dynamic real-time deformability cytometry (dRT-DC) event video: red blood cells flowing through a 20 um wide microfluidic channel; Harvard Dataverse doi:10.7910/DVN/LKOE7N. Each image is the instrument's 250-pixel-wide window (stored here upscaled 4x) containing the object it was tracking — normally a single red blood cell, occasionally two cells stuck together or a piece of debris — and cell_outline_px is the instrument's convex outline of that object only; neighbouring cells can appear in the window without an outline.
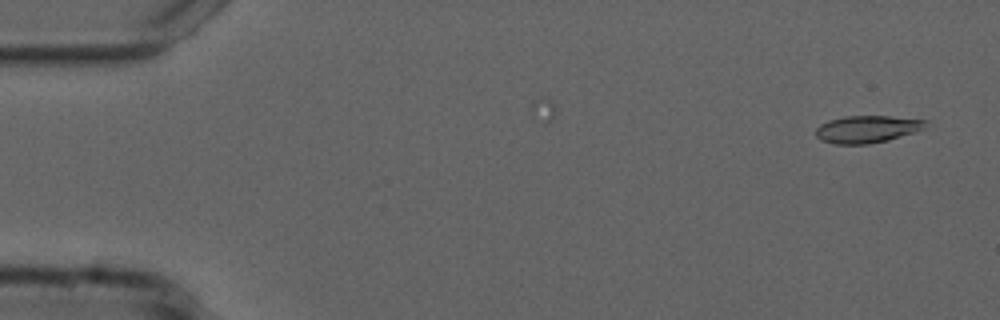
{"species": "common noctule bat (a hibernating species)", "species_latin": "Nyctalus noctula", "temperature_condition": "cold", "stored_images_in_passage": 7, "camera_frame_rate_fps": 3000, "um_per_image_px": 0.085, "animal": {"sex": "male", "forearm_length_mm": 52.5}, "frame": {"image": 1, "passage_image": 2, "time_ms": 0.333, "image_size_px": [1000, 320], "cell_outline_px": [[928, 120], [924, 128], [916, 132], [888, 140], [868, 144], [836, 144], [820, 140], [816, 136], [816, 128], [820, 124], [828, 120], [844, 116], [888, 116]], "centroid_in_image_um": [73.69, 10.98], "position_along_channel_um": 11.3, "area_um2": 17.51}}